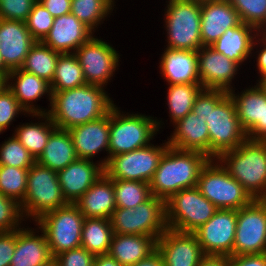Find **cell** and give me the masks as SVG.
I'll return each mask as SVG.
<instances>
[{"label": "cell", "instance_id": "1", "mask_svg": "<svg viewBox=\"0 0 266 266\" xmlns=\"http://www.w3.org/2000/svg\"><path fill=\"white\" fill-rule=\"evenodd\" d=\"M113 105L103 87L85 84L52 92L47 113L57 128L68 130L107 115Z\"/></svg>", "mask_w": 266, "mask_h": 266}, {"label": "cell", "instance_id": "2", "mask_svg": "<svg viewBox=\"0 0 266 266\" xmlns=\"http://www.w3.org/2000/svg\"><path fill=\"white\" fill-rule=\"evenodd\" d=\"M210 159L200 151L169 146L149 183L152 195L166 201L180 190L195 187L202 168Z\"/></svg>", "mask_w": 266, "mask_h": 266}, {"label": "cell", "instance_id": "3", "mask_svg": "<svg viewBox=\"0 0 266 266\" xmlns=\"http://www.w3.org/2000/svg\"><path fill=\"white\" fill-rule=\"evenodd\" d=\"M216 160L253 199H266V140L246 139Z\"/></svg>", "mask_w": 266, "mask_h": 266}, {"label": "cell", "instance_id": "4", "mask_svg": "<svg viewBox=\"0 0 266 266\" xmlns=\"http://www.w3.org/2000/svg\"><path fill=\"white\" fill-rule=\"evenodd\" d=\"M209 131V157L217 159L222 153L237 148L248 139L237 117L230 93L209 89V114L206 120Z\"/></svg>", "mask_w": 266, "mask_h": 266}, {"label": "cell", "instance_id": "5", "mask_svg": "<svg viewBox=\"0 0 266 266\" xmlns=\"http://www.w3.org/2000/svg\"><path fill=\"white\" fill-rule=\"evenodd\" d=\"M118 109L115 104L110 109L109 155L101 160L103 166L111 156L150 145L161 127V121L153 119L154 117L138 113L121 114Z\"/></svg>", "mask_w": 266, "mask_h": 266}, {"label": "cell", "instance_id": "6", "mask_svg": "<svg viewBox=\"0 0 266 266\" xmlns=\"http://www.w3.org/2000/svg\"><path fill=\"white\" fill-rule=\"evenodd\" d=\"M165 11L168 49L198 51L203 47L200 32L201 0H169Z\"/></svg>", "mask_w": 266, "mask_h": 266}, {"label": "cell", "instance_id": "7", "mask_svg": "<svg viewBox=\"0 0 266 266\" xmlns=\"http://www.w3.org/2000/svg\"><path fill=\"white\" fill-rule=\"evenodd\" d=\"M20 204L24 218L32 217L35 222L44 214L68 205L57 171L35 162L28 170L27 192Z\"/></svg>", "mask_w": 266, "mask_h": 266}, {"label": "cell", "instance_id": "8", "mask_svg": "<svg viewBox=\"0 0 266 266\" xmlns=\"http://www.w3.org/2000/svg\"><path fill=\"white\" fill-rule=\"evenodd\" d=\"M110 223L113 233L146 235L157 241L168 229L165 200L152 195L135 208H116Z\"/></svg>", "mask_w": 266, "mask_h": 266}, {"label": "cell", "instance_id": "9", "mask_svg": "<svg viewBox=\"0 0 266 266\" xmlns=\"http://www.w3.org/2000/svg\"><path fill=\"white\" fill-rule=\"evenodd\" d=\"M196 187L218 209L239 210L254 200L216 159L202 168Z\"/></svg>", "mask_w": 266, "mask_h": 266}, {"label": "cell", "instance_id": "10", "mask_svg": "<svg viewBox=\"0 0 266 266\" xmlns=\"http://www.w3.org/2000/svg\"><path fill=\"white\" fill-rule=\"evenodd\" d=\"M166 223L169 229L193 233L218 210L198 188H186L165 201Z\"/></svg>", "mask_w": 266, "mask_h": 266}, {"label": "cell", "instance_id": "11", "mask_svg": "<svg viewBox=\"0 0 266 266\" xmlns=\"http://www.w3.org/2000/svg\"><path fill=\"white\" fill-rule=\"evenodd\" d=\"M85 217L75 204L44 214L35 223L44 232L53 257L81 246Z\"/></svg>", "mask_w": 266, "mask_h": 266}, {"label": "cell", "instance_id": "12", "mask_svg": "<svg viewBox=\"0 0 266 266\" xmlns=\"http://www.w3.org/2000/svg\"><path fill=\"white\" fill-rule=\"evenodd\" d=\"M162 145L150 144L141 149L111 156L104 166V173L111 179L150 183L163 154L169 147L167 142Z\"/></svg>", "mask_w": 266, "mask_h": 266}, {"label": "cell", "instance_id": "13", "mask_svg": "<svg viewBox=\"0 0 266 266\" xmlns=\"http://www.w3.org/2000/svg\"><path fill=\"white\" fill-rule=\"evenodd\" d=\"M232 256L266 253V199L237 210Z\"/></svg>", "mask_w": 266, "mask_h": 266}, {"label": "cell", "instance_id": "14", "mask_svg": "<svg viewBox=\"0 0 266 266\" xmlns=\"http://www.w3.org/2000/svg\"><path fill=\"white\" fill-rule=\"evenodd\" d=\"M87 84L103 88L119 66V54L108 42L93 36L75 52Z\"/></svg>", "mask_w": 266, "mask_h": 266}, {"label": "cell", "instance_id": "15", "mask_svg": "<svg viewBox=\"0 0 266 266\" xmlns=\"http://www.w3.org/2000/svg\"><path fill=\"white\" fill-rule=\"evenodd\" d=\"M236 224L237 210L218 209L193 233L205 255L232 256Z\"/></svg>", "mask_w": 266, "mask_h": 266}, {"label": "cell", "instance_id": "16", "mask_svg": "<svg viewBox=\"0 0 266 266\" xmlns=\"http://www.w3.org/2000/svg\"><path fill=\"white\" fill-rule=\"evenodd\" d=\"M165 266H198L205 253L194 233L167 229L156 241Z\"/></svg>", "mask_w": 266, "mask_h": 266}, {"label": "cell", "instance_id": "17", "mask_svg": "<svg viewBox=\"0 0 266 266\" xmlns=\"http://www.w3.org/2000/svg\"><path fill=\"white\" fill-rule=\"evenodd\" d=\"M197 53L198 74L203 88L224 90L229 93L239 65L211 46H203Z\"/></svg>", "mask_w": 266, "mask_h": 266}, {"label": "cell", "instance_id": "18", "mask_svg": "<svg viewBox=\"0 0 266 266\" xmlns=\"http://www.w3.org/2000/svg\"><path fill=\"white\" fill-rule=\"evenodd\" d=\"M242 24L227 0H201L200 32L203 46H211L228 28Z\"/></svg>", "mask_w": 266, "mask_h": 266}, {"label": "cell", "instance_id": "19", "mask_svg": "<svg viewBox=\"0 0 266 266\" xmlns=\"http://www.w3.org/2000/svg\"><path fill=\"white\" fill-rule=\"evenodd\" d=\"M35 42L25 22L0 19V55L10 71L22 67Z\"/></svg>", "mask_w": 266, "mask_h": 266}, {"label": "cell", "instance_id": "20", "mask_svg": "<svg viewBox=\"0 0 266 266\" xmlns=\"http://www.w3.org/2000/svg\"><path fill=\"white\" fill-rule=\"evenodd\" d=\"M93 33L75 15L69 13L54 18L50 32L42 42L61 54L74 53L93 37Z\"/></svg>", "mask_w": 266, "mask_h": 266}, {"label": "cell", "instance_id": "21", "mask_svg": "<svg viewBox=\"0 0 266 266\" xmlns=\"http://www.w3.org/2000/svg\"><path fill=\"white\" fill-rule=\"evenodd\" d=\"M103 173L104 166L100 161L94 163L90 159H77L65 169L59 170V184L66 201L75 204Z\"/></svg>", "mask_w": 266, "mask_h": 266}, {"label": "cell", "instance_id": "22", "mask_svg": "<svg viewBox=\"0 0 266 266\" xmlns=\"http://www.w3.org/2000/svg\"><path fill=\"white\" fill-rule=\"evenodd\" d=\"M78 159H90L100 151L109 154L110 111L107 115L68 129Z\"/></svg>", "mask_w": 266, "mask_h": 266}, {"label": "cell", "instance_id": "23", "mask_svg": "<svg viewBox=\"0 0 266 266\" xmlns=\"http://www.w3.org/2000/svg\"><path fill=\"white\" fill-rule=\"evenodd\" d=\"M12 80L15 81V83L12 84V82H10ZM6 87L13 93L14 97L27 114L47 113V109L44 110L37 106L35 107L34 103H32L47 93L49 96V105H51L52 92L50 83L46 80L19 68L9 73L6 80Z\"/></svg>", "mask_w": 266, "mask_h": 266}, {"label": "cell", "instance_id": "24", "mask_svg": "<svg viewBox=\"0 0 266 266\" xmlns=\"http://www.w3.org/2000/svg\"><path fill=\"white\" fill-rule=\"evenodd\" d=\"M175 127L173 135L167 143L179 150L200 151L209 157V131L206 120L198 118L190 112L184 118L172 123Z\"/></svg>", "mask_w": 266, "mask_h": 266}, {"label": "cell", "instance_id": "25", "mask_svg": "<svg viewBox=\"0 0 266 266\" xmlns=\"http://www.w3.org/2000/svg\"><path fill=\"white\" fill-rule=\"evenodd\" d=\"M159 67L169 85L200 83L197 51L165 48Z\"/></svg>", "mask_w": 266, "mask_h": 266}, {"label": "cell", "instance_id": "26", "mask_svg": "<svg viewBox=\"0 0 266 266\" xmlns=\"http://www.w3.org/2000/svg\"><path fill=\"white\" fill-rule=\"evenodd\" d=\"M75 205L85 218L110 219L116 209L112 179L103 173Z\"/></svg>", "mask_w": 266, "mask_h": 266}, {"label": "cell", "instance_id": "27", "mask_svg": "<svg viewBox=\"0 0 266 266\" xmlns=\"http://www.w3.org/2000/svg\"><path fill=\"white\" fill-rule=\"evenodd\" d=\"M35 229L16 230V245L9 266H41L53 257L44 232L36 235ZM35 233V234H34Z\"/></svg>", "mask_w": 266, "mask_h": 266}, {"label": "cell", "instance_id": "28", "mask_svg": "<svg viewBox=\"0 0 266 266\" xmlns=\"http://www.w3.org/2000/svg\"><path fill=\"white\" fill-rule=\"evenodd\" d=\"M258 33L260 32L253 26L242 23L228 28L211 47L240 66L254 51Z\"/></svg>", "mask_w": 266, "mask_h": 266}, {"label": "cell", "instance_id": "29", "mask_svg": "<svg viewBox=\"0 0 266 266\" xmlns=\"http://www.w3.org/2000/svg\"><path fill=\"white\" fill-rule=\"evenodd\" d=\"M156 249V240L146 235L114 233L108 254L122 266H132Z\"/></svg>", "mask_w": 266, "mask_h": 266}, {"label": "cell", "instance_id": "30", "mask_svg": "<svg viewBox=\"0 0 266 266\" xmlns=\"http://www.w3.org/2000/svg\"><path fill=\"white\" fill-rule=\"evenodd\" d=\"M77 159L75 147L68 130L56 128L51 133L43 153L36 162L58 172Z\"/></svg>", "mask_w": 266, "mask_h": 266}, {"label": "cell", "instance_id": "31", "mask_svg": "<svg viewBox=\"0 0 266 266\" xmlns=\"http://www.w3.org/2000/svg\"><path fill=\"white\" fill-rule=\"evenodd\" d=\"M234 91L232 89L229 93L234 101L241 126L248 133L258 122H263L266 92L258 83L242 91L241 94H234Z\"/></svg>", "mask_w": 266, "mask_h": 266}, {"label": "cell", "instance_id": "32", "mask_svg": "<svg viewBox=\"0 0 266 266\" xmlns=\"http://www.w3.org/2000/svg\"><path fill=\"white\" fill-rule=\"evenodd\" d=\"M45 122L26 123L15 129L14 136L30 152L35 160L43 153L51 133L57 128L48 113L32 114Z\"/></svg>", "mask_w": 266, "mask_h": 266}, {"label": "cell", "instance_id": "33", "mask_svg": "<svg viewBox=\"0 0 266 266\" xmlns=\"http://www.w3.org/2000/svg\"><path fill=\"white\" fill-rule=\"evenodd\" d=\"M113 234L110 219L85 218L81 246L94 256L108 254Z\"/></svg>", "mask_w": 266, "mask_h": 266}, {"label": "cell", "instance_id": "34", "mask_svg": "<svg viewBox=\"0 0 266 266\" xmlns=\"http://www.w3.org/2000/svg\"><path fill=\"white\" fill-rule=\"evenodd\" d=\"M60 54L61 53L45 45L42 41H36L30 47L21 69L51 83Z\"/></svg>", "mask_w": 266, "mask_h": 266}, {"label": "cell", "instance_id": "35", "mask_svg": "<svg viewBox=\"0 0 266 266\" xmlns=\"http://www.w3.org/2000/svg\"><path fill=\"white\" fill-rule=\"evenodd\" d=\"M87 84L80 63L74 53L60 54L55 74L50 83L51 92L73 89Z\"/></svg>", "mask_w": 266, "mask_h": 266}, {"label": "cell", "instance_id": "36", "mask_svg": "<svg viewBox=\"0 0 266 266\" xmlns=\"http://www.w3.org/2000/svg\"><path fill=\"white\" fill-rule=\"evenodd\" d=\"M203 89L201 83L169 85L167 105L171 122L175 123L192 111L195 99Z\"/></svg>", "mask_w": 266, "mask_h": 266}, {"label": "cell", "instance_id": "37", "mask_svg": "<svg viewBox=\"0 0 266 266\" xmlns=\"http://www.w3.org/2000/svg\"><path fill=\"white\" fill-rule=\"evenodd\" d=\"M116 208H135L151 196L150 185L143 181L112 179Z\"/></svg>", "mask_w": 266, "mask_h": 266}, {"label": "cell", "instance_id": "38", "mask_svg": "<svg viewBox=\"0 0 266 266\" xmlns=\"http://www.w3.org/2000/svg\"><path fill=\"white\" fill-rule=\"evenodd\" d=\"M114 2V0H71L70 13L94 32L100 22L113 11Z\"/></svg>", "mask_w": 266, "mask_h": 266}, {"label": "cell", "instance_id": "39", "mask_svg": "<svg viewBox=\"0 0 266 266\" xmlns=\"http://www.w3.org/2000/svg\"><path fill=\"white\" fill-rule=\"evenodd\" d=\"M28 170L0 165V192L21 203L27 192Z\"/></svg>", "mask_w": 266, "mask_h": 266}, {"label": "cell", "instance_id": "40", "mask_svg": "<svg viewBox=\"0 0 266 266\" xmlns=\"http://www.w3.org/2000/svg\"><path fill=\"white\" fill-rule=\"evenodd\" d=\"M238 12L242 23L266 33V0H227ZM262 29V30H261Z\"/></svg>", "mask_w": 266, "mask_h": 266}, {"label": "cell", "instance_id": "41", "mask_svg": "<svg viewBox=\"0 0 266 266\" xmlns=\"http://www.w3.org/2000/svg\"><path fill=\"white\" fill-rule=\"evenodd\" d=\"M36 160L13 135L0 147V165L29 169Z\"/></svg>", "mask_w": 266, "mask_h": 266}, {"label": "cell", "instance_id": "42", "mask_svg": "<svg viewBox=\"0 0 266 266\" xmlns=\"http://www.w3.org/2000/svg\"><path fill=\"white\" fill-rule=\"evenodd\" d=\"M25 23L32 38L35 41H43L50 32L54 23V17L43 6V4L37 0L33 4L32 11L28 15Z\"/></svg>", "mask_w": 266, "mask_h": 266}, {"label": "cell", "instance_id": "43", "mask_svg": "<svg viewBox=\"0 0 266 266\" xmlns=\"http://www.w3.org/2000/svg\"><path fill=\"white\" fill-rule=\"evenodd\" d=\"M23 217L21 204L0 192V232L20 229Z\"/></svg>", "mask_w": 266, "mask_h": 266}, {"label": "cell", "instance_id": "44", "mask_svg": "<svg viewBox=\"0 0 266 266\" xmlns=\"http://www.w3.org/2000/svg\"><path fill=\"white\" fill-rule=\"evenodd\" d=\"M20 111V112H19ZM25 112L13 93L5 86L0 91V128L4 132L18 113Z\"/></svg>", "mask_w": 266, "mask_h": 266}, {"label": "cell", "instance_id": "45", "mask_svg": "<svg viewBox=\"0 0 266 266\" xmlns=\"http://www.w3.org/2000/svg\"><path fill=\"white\" fill-rule=\"evenodd\" d=\"M37 0H0V19L26 22Z\"/></svg>", "mask_w": 266, "mask_h": 266}, {"label": "cell", "instance_id": "46", "mask_svg": "<svg viewBox=\"0 0 266 266\" xmlns=\"http://www.w3.org/2000/svg\"><path fill=\"white\" fill-rule=\"evenodd\" d=\"M94 255L82 246L64 251L57 255L60 266H93Z\"/></svg>", "mask_w": 266, "mask_h": 266}, {"label": "cell", "instance_id": "47", "mask_svg": "<svg viewBox=\"0 0 266 266\" xmlns=\"http://www.w3.org/2000/svg\"><path fill=\"white\" fill-rule=\"evenodd\" d=\"M16 231L0 232V266H9L14 255Z\"/></svg>", "mask_w": 266, "mask_h": 266}, {"label": "cell", "instance_id": "48", "mask_svg": "<svg viewBox=\"0 0 266 266\" xmlns=\"http://www.w3.org/2000/svg\"><path fill=\"white\" fill-rule=\"evenodd\" d=\"M229 266H266V253L229 256Z\"/></svg>", "mask_w": 266, "mask_h": 266}, {"label": "cell", "instance_id": "49", "mask_svg": "<svg viewBox=\"0 0 266 266\" xmlns=\"http://www.w3.org/2000/svg\"><path fill=\"white\" fill-rule=\"evenodd\" d=\"M55 18L71 12V0H39Z\"/></svg>", "mask_w": 266, "mask_h": 266}, {"label": "cell", "instance_id": "50", "mask_svg": "<svg viewBox=\"0 0 266 266\" xmlns=\"http://www.w3.org/2000/svg\"><path fill=\"white\" fill-rule=\"evenodd\" d=\"M198 118L207 120L209 114V89H203L196 97L192 111Z\"/></svg>", "mask_w": 266, "mask_h": 266}, {"label": "cell", "instance_id": "51", "mask_svg": "<svg viewBox=\"0 0 266 266\" xmlns=\"http://www.w3.org/2000/svg\"><path fill=\"white\" fill-rule=\"evenodd\" d=\"M259 36H260V38H259ZM257 39L258 40H260V44H262V45H260V46H263L262 48V50H260V51H258V56H257V69L259 70V72L258 73H260L261 75V77H260V79L258 80V82L263 78V77H265L266 76V33H263V32H260V35H259V33H258V35H257Z\"/></svg>", "mask_w": 266, "mask_h": 266}, {"label": "cell", "instance_id": "52", "mask_svg": "<svg viewBox=\"0 0 266 266\" xmlns=\"http://www.w3.org/2000/svg\"><path fill=\"white\" fill-rule=\"evenodd\" d=\"M250 140H266V103L264 104L263 122H258L248 133Z\"/></svg>", "mask_w": 266, "mask_h": 266}, {"label": "cell", "instance_id": "53", "mask_svg": "<svg viewBox=\"0 0 266 266\" xmlns=\"http://www.w3.org/2000/svg\"><path fill=\"white\" fill-rule=\"evenodd\" d=\"M132 266H165L163 257L157 248L145 257L142 260H139L137 263L133 264Z\"/></svg>", "mask_w": 266, "mask_h": 266}, {"label": "cell", "instance_id": "54", "mask_svg": "<svg viewBox=\"0 0 266 266\" xmlns=\"http://www.w3.org/2000/svg\"><path fill=\"white\" fill-rule=\"evenodd\" d=\"M198 266H229V256L205 255Z\"/></svg>", "mask_w": 266, "mask_h": 266}, {"label": "cell", "instance_id": "55", "mask_svg": "<svg viewBox=\"0 0 266 266\" xmlns=\"http://www.w3.org/2000/svg\"><path fill=\"white\" fill-rule=\"evenodd\" d=\"M93 266H122L109 254L97 255L94 257Z\"/></svg>", "mask_w": 266, "mask_h": 266}, {"label": "cell", "instance_id": "56", "mask_svg": "<svg viewBox=\"0 0 266 266\" xmlns=\"http://www.w3.org/2000/svg\"><path fill=\"white\" fill-rule=\"evenodd\" d=\"M11 71L5 66L2 57L0 55V75L7 80V77Z\"/></svg>", "mask_w": 266, "mask_h": 266}, {"label": "cell", "instance_id": "57", "mask_svg": "<svg viewBox=\"0 0 266 266\" xmlns=\"http://www.w3.org/2000/svg\"><path fill=\"white\" fill-rule=\"evenodd\" d=\"M41 266H60L57 259L54 257L49 262L42 264Z\"/></svg>", "mask_w": 266, "mask_h": 266}, {"label": "cell", "instance_id": "58", "mask_svg": "<svg viewBox=\"0 0 266 266\" xmlns=\"http://www.w3.org/2000/svg\"><path fill=\"white\" fill-rule=\"evenodd\" d=\"M258 84L265 90L266 92V76L263 77L259 82Z\"/></svg>", "mask_w": 266, "mask_h": 266}, {"label": "cell", "instance_id": "59", "mask_svg": "<svg viewBox=\"0 0 266 266\" xmlns=\"http://www.w3.org/2000/svg\"><path fill=\"white\" fill-rule=\"evenodd\" d=\"M6 86V80L0 75V91Z\"/></svg>", "mask_w": 266, "mask_h": 266}]
</instances>
